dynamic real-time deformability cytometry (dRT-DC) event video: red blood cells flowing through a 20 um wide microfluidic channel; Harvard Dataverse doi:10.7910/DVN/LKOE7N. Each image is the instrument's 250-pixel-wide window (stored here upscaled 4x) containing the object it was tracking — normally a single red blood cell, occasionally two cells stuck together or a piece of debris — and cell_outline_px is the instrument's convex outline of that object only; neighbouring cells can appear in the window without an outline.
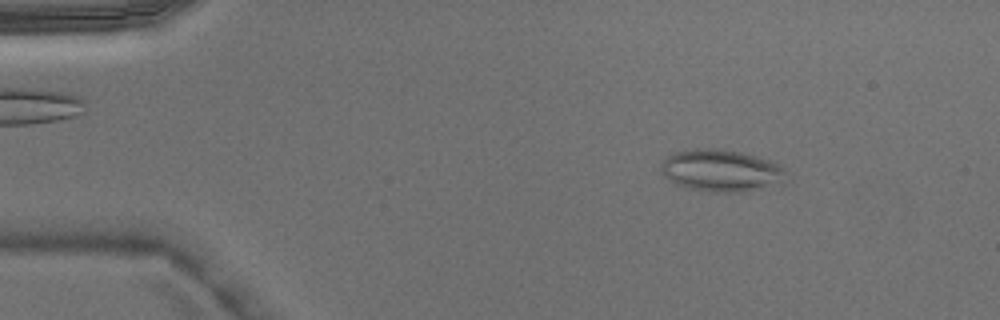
{"species": "Egyptian fruit bat (a non-hibernating species)", "species_latin": "Rousettus aegyptiacus", "temperature_condition": "warm", "stored_images_in_passage": 2, "camera_frame_rate_fps": 3000, "um_per_image_px": 0.085, "animal": {"sex": "male"}, "frame": {"image": 1, "passage_image": 1, "time_ms": 0.0, "image_size_px": [1000, 320], "cell_outline_px": [[784, 184], [744, 192], [708, 192], [684, 188], [676, 184], [664, 176], [660, 168], [660, 160], [672, 152], [684, 148], [720, 148], [740, 152], [756, 156], [784, 164]], "centroid_in_image_um": [61.27, 14.49], "position_along_channel_um": 23.7, "area_um2": 31.67}}